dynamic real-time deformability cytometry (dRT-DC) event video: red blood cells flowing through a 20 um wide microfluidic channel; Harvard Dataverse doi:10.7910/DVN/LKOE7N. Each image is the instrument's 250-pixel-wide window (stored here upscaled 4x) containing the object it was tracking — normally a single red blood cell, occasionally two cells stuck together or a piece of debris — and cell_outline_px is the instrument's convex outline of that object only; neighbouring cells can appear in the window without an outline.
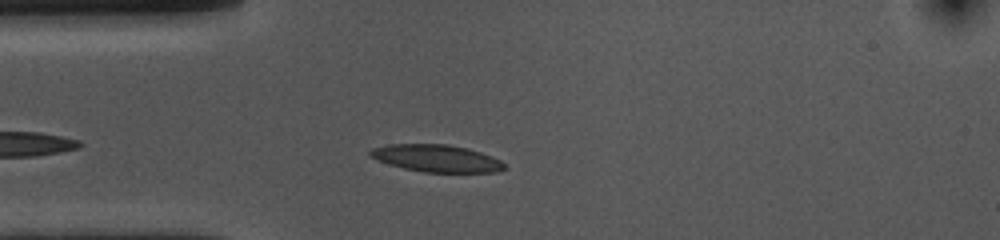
{"species": "common noctule bat (a hibernating species)", "species_latin": "Nyctalus noctula", "temperature_condition": "cold", "stored_images_in_passage": 27, "camera_frame_rate_fps": 3000, "um_per_image_px": 0.085, "animal": {"sex": "female", "body_mass_g": 10.0, "forearm_length_mm": 53.1}, "frame": {"image": 1, "passage_image": 6, "time_ms": 1.667, "image_size_px": [1000, 240], "cell_outline_px": [[504, 168], [496, 172], [424, 172], [404, 168], [388, 164], [368, 156], [368, 152], [372, 148], [388, 144], [448, 144], [468, 148], [492, 156], [500, 160], [504, 164]], "centroid_in_image_um": [37.07, 13.45], "position_along_channel_um": 47.9, "area_um2": 21.27}}
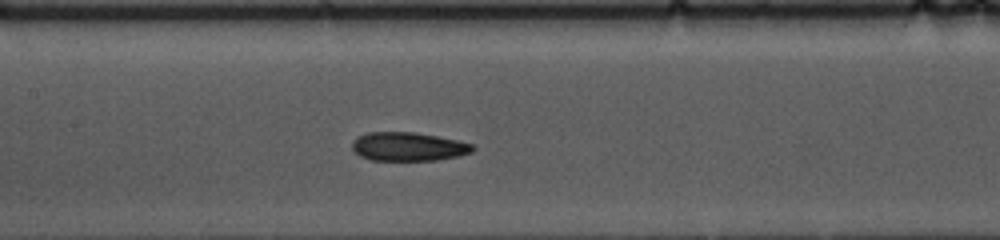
{"frame": {"image": 2, "passage_image": 17, "time_ms": 5.333, "image_size_px": [1000, 240], "cell_outline_px": [[476, 148], [472, 152], [460, 156], [436, 160], [372, 160], [360, 156], [352, 148], [352, 140], [356, 136], [368, 132], [416, 132], [456, 140], [472, 144]], "centroid_in_image_um": [34.69, 12.46], "position_along_channel_um": 172.7, "area_um2": 20.23}}
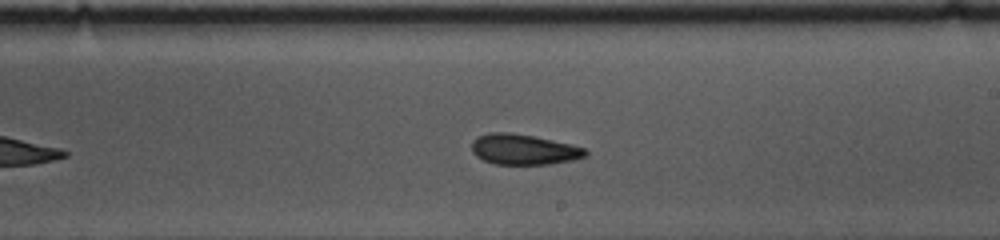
{"frame": {"image": 3, "passage_image": 23, "time_ms": 7.333, "image_size_px": [1000, 240], "cell_outline_px": [[588, 156], [572, 160], [548, 164], [492, 164], [476, 156], [472, 152], [472, 140], [476, 136], [488, 132], [512, 132], [572, 144], [584, 148], [588, 152]], "centroid_in_image_um": [44.49, 12.69], "position_along_channel_um": 244.5, "area_um2": 20.35}}